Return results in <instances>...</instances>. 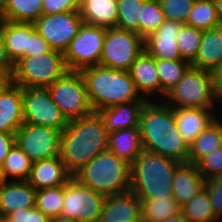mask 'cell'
<instances>
[{
  "label": "cell",
  "mask_w": 222,
  "mask_h": 222,
  "mask_svg": "<svg viewBox=\"0 0 222 222\" xmlns=\"http://www.w3.org/2000/svg\"><path fill=\"white\" fill-rule=\"evenodd\" d=\"M146 100L139 120L144 151L170 158L179 163L188 162L189 145L177 129L174 108L164 100L158 104Z\"/></svg>",
  "instance_id": "obj_1"
},
{
  "label": "cell",
  "mask_w": 222,
  "mask_h": 222,
  "mask_svg": "<svg viewBox=\"0 0 222 222\" xmlns=\"http://www.w3.org/2000/svg\"><path fill=\"white\" fill-rule=\"evenodd\" d=\"M108 148V132L98 112L68 121L60 136L59 156L73 176Z\"/></svg>",
  "instance_id": "obj_2"
},
{
  "label": "cell",
  "mask_w": 222,
  "mask_h": 222,
  "mask_svg": "<svg viewBox=\"0 0 222 222\" xmlns=\"http://www.w3.org/2000/svg\"><path fill=\"white\" fill-rule=\"evenodd\" d=\"M90 105L94 112L121 103L146 101L138 92L129 71L102 65L82 69Z\"/></svg>",
  "instance_id": "obj_3"
},
{
  "label": "cell",
  "mask_w": 222,
  "mask_h": 222,
  "mask_svg": "<svg viewBox=\"0 0 222 222\" xmlns=\"http://www.w3.org/2000/svg\"><path fill=\"white\" fill-rule=\"evenodd\" d=\"M179 162L142 151L131 164L130 190L143 199L173 198V177Z\"/></svg>",
  "instance_id": "obj_4"
},
{
  "label": "cell",
  "mask_w": 222,
  "mask_h": 222,
  "mask_svg": "<svg viewBox=\"0 0 222 222\" xmlns=\"http://www.w3.org/2000/svg\"><path fill=\"white\" fill-rule=\"evenodd\" d=\"M131 165L108 149L95 156L72 177L105 196L130 191Z\"/></svg>",
  "instance_id": "obj_5"
},
{
  "label": "cell",
  "mask_w": 222,
  "mask_h": 222,
  "mask_svg": "<svg viewBox=\"0 0 222 222\" xmlns=\"http://www.w3.org/2000/svg\"><path fill=\"white\" fill-rule=\"evenodd\" d=\"M68 71L64 53L51 50L20 58L14 63L10 81L22 88H46Z\"/></svg>",
  "instance_id": "obj_6"
},
{
  "label": "cell",
  "mask_w": 222,
  "mask_h": 222,
  "mask_svg": "<svg viewBox=\"0 0 222 222\" xmlns=\"http://www.w3.org/2000/svg\"><path fill=\"white\" fill-rule=\"evenodd\" d=\"M215 99L209 71L190 67L164 101L172 108L214 109Z\"/></svg>",
  "instance_id": "obj_7"
},
{
  "label": "cell",
  "mask_w": 222,
  "mask_h": 222,
  "mask_svg": "<svg viewBox=\"0 0 222 222\" xmlns=\"http://www.w3.org/2000/svg\"><path fill=\"white\" fill-rule=\"evenodd\" d=\"M46 88L67 121L77 120L94 112L81 72L68 71Z\"/></svg>",
  "instance_id": "obj_8"
},
{
  "label": "cell",
  "mask_w": 222,
  "mask_h": 222,
  "mask_svg": "<svg viewBox=\"0 0 222 222\" xmlns=\"http://www.w3.org/2000/svg\"><path fill=\"white\" fill-rule=\"evenodd\" d=\"M144 50V39L136 33L116 27L107 28L100 65L129 71Z\"/></svg>",
  "instance_id": "obj_9"
},
{
  "label": "cell",
  "mask_w": 222,
  "mask_h": 222,
  "mask_svg": "<svg viewBox=\"0 0 222 222\" xmlns=\"http://www.w3.org/2000/svg\"><path fill=\"white\" fill-rule=\"evenodd\" d=\"M107 28L83 23L64 53L69 71L100 65Z\"/></svg>",
  "instance_id": "obj_10"
},
{
  "label": "cell",
  "mask_w": 222,
  "mask_h": 222,
  "mask_svg": "<svg viewBox=\"0 0 222 222\" xmlns=\"http://www.w3.org/2000/svg\"><path fill=\"white\" fill-rule=\"evenodd\" d=\"M105 195L81 185L72 177L64 185L61 216L80 222H99Z\"/></svg>",
  "instance_id": "obj_11"
},
{
  "label": "cell",
  "mask_w": 222,
  "mask_h": 222,
  "mask_svg": "<svg viewBox=\"0 0 222 222\" xmlns=\"http://www.w3.org/2000/svg\"><path fill=\"white\" fill-rule=\"evenodd\" d=\"M23 121L25 124L50 127L63 131L67 119L53 103L47 88H22Z\"/></svg>",
  "instance_id": "obj_12"
},
{
  "label": "cell",
  "mask_w": 222,
  "mask_h": 222,
  "mask_svg": "<svg viewBox=\"0 0 222 222\" xmlns=\"http://www.w3.org/2000/svg\"><path fill=\"white\" fill-rule=\"evenodd\" d=\"M33 24L35 30L52 50L65 53L83 24V20L79 11H71L42 15Z\"/></svg>",
  "instance_id": "obj_13"
},
{
  "label": "cell",
  "mask_w": 222,
  "mask_h": 222,
  "mask_svg": "<svg viewBox=\"0 0 222 222\" xmlns=\"http://www.w3.org/2000/svg\"><path fill=\"white\" fill-rule=\"evenodd\" d=\"M61 131L23 124L15 133V143L32 162L59 156Z\"/></svg>",
  "instance_id": "obj_14"
},
{
  "label": "cell",
  "mask_w": 222,
  "mask_h": 222,
  "mask_svg": "<svg viewBox=\"0 0 222 222\" xmlns=\"http://www.w3.org/2000/svg\"><path fill=\"white\" fill-rule=\"evenodd\" d=\"M182 25L179 21L165 20L156 31L144 39V50L156 59H182L176 43Z\"/></svg>",
  "instance_id": "obj_15"
},
{
  "label": "cell",
  "mask_w": 222,
  "mask_h": 222,
  "mask_svg": "<svg viewBox=\"0 0 222 222\" xmlns=\"http://www.w3.org/2000/svg\"><path fill=\"white\" fill-rule=\"evenodd\" d=\"M99 222H141V201L131 190L108 195L103 201Z\"/></svg>",
  "instance_id": "obj_16"
},
{
  "label": "cell",
  "mask_w": 222,
  "mask_h": 222,
  "mask_svg": "<svg viewBox=\"0 0 222 222\" xmlns=\"http://www.w3.org/2000/svg\"><path fill=\"white\" fill-rule=\"evenodd\" d=\"M23 124L22 87L9 81L0 90V132L15 134Z\"/></svg>",
  "instance_id": "obj_17"
},
{
  "label": "cell",
  "mask_w": 222,
  "mask_h": 222,
  "mask_svg": "<svg viewBox=\"0 0 222 222\" xmlns=\"http://www.w3.org/2000/svg\"><path fill=\"white\" fill-rule=\"evenodd\" d=\"M36 190L27 180H0V218H6L19 209L34 208Z\"/></svg>",
  "instance_id": "obj_18"
},
{
  "label": "cell",
  "mask_w": 222,
  "mask_h": 222,
  "mask_svg": "<svg viewBox=\"0 0 222 222\" xmlns=\"http://www.w3.org/2000/svg\"><path fill=\"white\" fill-rule=\"evenodd\" d=\"M72 175L66 170L60 156L32 162L28 183L36 190L65 185Z\"/></svg>",
  "instance_id": "obj_19"
},
{
  "label": "cell",
  "mask_w": 222,
  "mask_h": 222,
  "mask_svg": "<svg viewBox=\"0 0 222 222\" xmlns=\"http://www.w3.org/2000/svg\"><path fill=\"white\" fill-rule=\"evenodd\" d=\"M205 187V179L192 162L179 163L173 177V198L180 207Z\"/></svg>",
  "instance_id": "obj_20"
},
{
  "label": "cell",
  "mask_w": 222,
  "mask_h": 222,
  "mask_svg": "<svg viewBox=\"0 0 222 222\" xmlns=\"http://www.w3.org/2000/svg\"><path fill=\"white\" fill-rule=\"evenodd\" d=\"M129 74L143 98L150 99L153 94H160V81L157 73L156 58L145 50L137 57L129 69Z\"/></svg>",
  "instance_id": "obj_21"
},
{
  "label": "cell",
  "mask_w": 222,
  "mask_h": 222,
  "mask_svg": "<svg viewBox=\"0 0 222 222\" xmlns=\"http://www.w3.org/2000/svg\"><path fill=\"white\" fill-rule=\"evenodd\" d=\"M217 112L214 109L174 108L177 129L183 140L190 145L198 134L214 120Z\"/></svg>",
  "instance_id": "obj_22"
},
{
  "label": "cell",
  "mask_w": 222,
  "mask_h": 222,
  "mask_svg": "<svg viewBox=\"0 0 222 222\" xmlns=\"http://www.w3.org/2000/svg\"><path fill=\"white\" fill-rule=\"evenodd\" d=\"M145 101L116 104L98 111L107 132L139 126L140 112Z\"/></svg>",
  "instance_id": "obj_23"
},
{
  "label": "cell",
  "mask_w": 222,
  "mask_h": 222,
  "mask_svg": "<svg viewBox=\"0 0 222 222\" xmlns=\"http://www.w3.org/2000/svg\"><path fill=\"white\" fill-rule=\"evenodd\" d=\"M107 149L131 165L144 150L139 126L108 133Z\"/></svg>",
  "instance_id": "obj_24"
},
{
  "label": "cell",
  "mask_w": 222,
  "mask_h": 222,
  "mask_svg": "<svg viewBox=\"0 0 222 222\" xmlns=\"http://www.w3.org/2000/svg\"><path fill=\"white\" fill-rule=\"evenodd\" d=\"M222 62V25L203 30L201 42L191 67L210 71Z\"/></svg>",
  "instance_id": "obj_25"
},
{
  "label": "cell",
  "mask_w": 222,
  "mask_h": 222,
  "mask_svg": "<svg viewBox=\"0 0 222 222\" xmlns=\"http://www.w3.org/2000/svg\"><path fill=\"white\" fill-rule=\"evenodd\" d=\"M35 31L33 23L4 22L1 37L4 41L8 56L13 63L25 57V50H28L29 37Z\"/></svg>",
  "instance_id": "obj_26"
},
{
  "label": "cell",
  "mask_w": 222,
  "mask_h": 222,
  "mask_svg": "<svg viewBox=\"0 0 222 222\" xmlns=\"http://www.w3.org/2000/svg\"><path fill=\"white\" fill-rule=\"evenodd\" d=\"M83 23L112 28L117 23V0H80Z\"/></svg>",
  "instance_id": "obj_27"
},
{
  "label": "cell",
  "mask_w": 222,
  "mask_h": 222,
  "mask_svg": "<svg viewBox=\"0 0 222 222\" xmlns=\"http://www.w3.org/2000/svg\"><path fill=\"white\" fill-rule=\"evenodd\" d=\"M214 120L189 145L188 162L196 164L202 157L222 147V117Z\"/></svg>",
  "instance_id": "obj_28"
},
{
  "label": "cell",
  "mask_w": 222,
  "mask_h": 222,
  "mask_svg": "<svg viewBox=\"0 0 222 222\" xmlns=\"http://www.w3.org/2000/svg\"><path fill=\"white\" fill-rule=\"evenodd\" d=\"M31 168L32 161L15 143L4 158L3 164L0 167V180H27L30 175ZM8 177H10V179Z\"/></svg>",
  "instance_id": "obj_29"
},
{
  "label": "cell",
  "mask_w": 222,
  "mask_h": 222,
  "mask_svg": "<svg viewBox=\"0 0 222 222\" xmlns=\"http://www.w3.org/2000/svg\"><path fill=\"white\" fill-rule=\"evenodd\" d=\"M157 73L160 81V94L164 96L183 78L191 64L183 59H156Z\"/></svg>",
  "instance_id": "obj_30"
},
{
  "label": "cell",
  "mask_w": 222,
  "mask_h": 222,
  "mask_svg": "<svg viewBox=\"0 0 222 222\" xmlns=\"http://www.w3.org/2000/svg\"><path fill=\"white\" fill-rule=\"evenodd\" d=\"M5 21L34 23L42 15V0H7Z\"/></svg>",
  "instance_id": "obj_31"
},
{
  "label": "cell",
  "mask_w": 222,
  "mask_h": 222,
  "mask_svg": "<svg viewBox=\"0 0 222 222\" xmlns=\"http://www.w3.org/2000/svg\"><path fill=\"white\" fill-rule=\"evenodd\" d=\"M181 212L174 198L143 199L141 201V222H162Z\"/></svg>",
  "instance_id": "obj_32"
},
{
  "label": "cell",
  "mask_w": 222,
  "mask_h": 222,
  "mask_svg": "<svg viewBox=\"0 0 222 222\" xmlns=\"http://www.w3.org/2000/svg\"><path fill=\"white\" fill-rule=\"evenodd\" d=\"M185 24L201 30L221 26L214 0H195Z\"/></svg>",
  "instance_id": "obj_33"
},
{
  "label": "cell",
  "mask_w": 222,
  "mask_h": 222,
  "mask_svg": "<svg viewBox=\"0 0 222 222\" xmlns=\"http://www.w3.org/2000/svg\"><path fill=\"white\" fill-rule=\"evenodd\" d=\"M181 212L188 222H216L209 194L205 188L181 207Z\"/></svg>",
  "instance_id": "obj_34"
},
{
  "label": "cell",
  "mask_w": 222,
  "mask_h": 222,
  "mask_svg": "<svg viewBox=\"0 0 222 222\" xmlns=\"http://www.w3.org/2000/svg\"><path fill=\"white\" fill-rule=\"evenodd\" d=\"M144 0H117L116 28L136 33L140 36L141 9Z\"/></svg>",
  "instance_id": "obj_35"
},
{
  "label": "cell",
  "mask_w": 222,
  "mask_h": 222,
  "mask_svg": "<svg viewBox=\"0 0 222 222\" xmlns=\"http://www.w3.org/2000/svg\"><path fill=\"white\" fill-rule=\"evenodd\" d=\"M64 201V185L36 191L35 207L52 218L61 216Z\"/></svg>",
  "instance_id": "obj_36"
},
{
  "label": "cell",
  "mask_w": 222,
  "mask_h": 222,
  "mask_svg": "<svg viewBox=\"0 0 222 222\" xmlns=\"http://www.w3.org/2000/svg\"><path fill=\"white\" fill-rule=\"evenodd\" d=\"M203 30L183 24L176 37V43L183 60L191 63L198 52Z\"/></svg>",
  "instance_id": "obj_37"
},
{
  "label": "cell",
  "mask_w": 222,
  "mask_h": 222,
  "mask_svg": "<svg viewBox=\"0 0 222 222\" xmlns=\"http://www.w3.org/2000/svg\"><path fill=\"white\" fill-rule=\"evenodd\" d=\"M140 36L145 39L156 31L165 21L159 0H148L141 9Z\"/></svg>",
  "instance_id": "obj_38"
},
{
  "label": "cell",
  "mask_w": 222,
  "mask_h": 222,
  "mask_svg": "<svg viewBox=\"0 0 222 222\" xmlns=\"http://www.w3.org/2000/svg\"><path fill=\"white\" fill-rule=\"evenodd\" d=\"M195 0H159L165 20L186 23Z\"/></svg>",
  "instance_id": "obj_39"
},
{
  "label": "cell",
  "mask_w": 222,
  "mask_h": 222,
  "mask_svg": "<svg viewBox=\"0 0 222 222\" xmlns=\"http://www.w3.org/2000/svg\"><path fill=\"white\" fill-rule=\"evenodd\" d=\"M196 167L205 180L222 176V147L202 157Z\"/></svg>",
  "instance_id": "obj_40"
},
{
  "label": "cell",
  "mask_w": 222,
  "mask_h": 222,
  "mask_svg": "<svg viewBox=\"0 0 222 222\" xmlns=\"http://www.w3.org/2000/svg\"><path fill=\"white\" fill-rule=\"evenodd\" d=\"M204 188L209 194L215 217L222 221V176L206 179Z\"/></svg>",
  "instance_id": "obj_41"
},
{
  "label": "cell",
  "mask_w": 222,
  "mask_h": 222,
  "mask_svg": "<svg viewBox=\"0 0 222 222\" xmlns=\"http://www.w3.org/2000/svg\"><path fill=\"white\" fill-rule=\"evenodd\" d=\"M80 0H42L43 15L79 11Z\"/></svg>",
  "instance_id": "obj_42"
},
{
  "label": "cell",
  "mask_w": 222,
  "mask_h": 222,
  "mask_svg": "<svg viewBox=\"0 0 222 222\" xmlns=\"http://www.w3.org/2000/svg\"><path fill=\"white\" fill-rule=\"evenodd\" d=\"M6 219L9 222H51L52 220L36 207L19 209L10 213Z\"/></svg>",
  "instance_id": "obj_43"
},
{
  "label": "cell",
  "mask_w": 222,
  "mask_h": 222,
  "mask_svg": "<svg viewBox=\"0 0 222 222\" xmlns=\"http://www.w3.org/2000/svg\"><path fill=\"white\" fill-rule=\"evenodd\" d=\"M49 44L35 31L29 37L28 50H25V57L34 56L51 51Z\"/></svg>",
  "instance_id": "obj_44"
},
{
  "label": "cell",
  "mask_w": 222,
  "mask_h": 222,
  "mask_svg": "<svg viewBox=\"0 0 222 222\" xmlns=\"http://www.w3.org/2000/svg\"><path fill=\"white\" fill-rule=\"evenodd\" d=\"M14 70V63L8 56L4 41L0 36V73L5 74L9 79Z\"/></svg>",
  "instance_id": "obj_45"
},
{
  "label": "cell",
  "mask_w": 222,
  "mask_h": 222,
  "mask_svg": "<svg viewBox=\"0 0 222 222\" xmlns=\"http://www.w3.org/2000/svg\"><path fill=\"white\" fill-rule=\"evenodd\" d=\"M15 144V134H6L0 132V167L3 164L4 158Z\"/></svg>",
  "instance_id": "obj_46"
},
{
  "label": "cell",
  "mask_w": 222,
  "mask_h": 222,
  "mask_svg": "<svg viewBox=\"0 0 222 222\" xmlns=\"http://www.w3.org/2000/svg\"><path fill=\"white\" fill-rule=\"evenodd\" d=\"M209 73L215 95L222 94V62L214 66Z\"/></svg>",
  "instance_id": "obj_47"
},
{
  "label": "cell",
  "mask_w": 222,
  "mask_h": 222,
  "mask_svg": "<svg viewBox=\"0 0 222 222\" xmlns=\"http://www.w3.org/2000/svg\"><path fill=\"white\" fill-rule=\"evenodd\" d=\"M162 222H188V221L185 219L182 212H180L174 216H170V217L166 218Z\"/></svg>",
  "instance_id": "obj_48"
},
{
  "label": "cell",
  "mask_w": 222,
  "mask_h": 222,
  "mask_svg": "<svg viewBox=\"0 0 222 222\" xmlns=\"http://www.w3.org/2000/svg\"><path fill=\"white\" fill-rule=\"evenodd\" d=\"M214 2L217 10L218 19L222 25V0H214Z\"/></svg>",
  "instance_id": "obj_49"
},
{
  "label": "cell",
  "mask_w": 222,
  "mask_h": 222,
  "mask_svg": "<svg viewBox=\"0 0 222 222\" xmlns=\"http://www.w3.org/2000/svg\"><path fill=\"white\" fill-rule=\"evenodd\" d=\"M51 222H80V221H77L72 218H66V217L59 216V217L52 218Z\"/></svg>",
  "instance_id": "obj_50"
},
{
  "label": "cell",
  "mask_w": 222,
  "mask_h": 222,
  "mask_svg": "<svg viewBox=\"0 0 222 222\" xmlns=\"http://www.w3.org/2000/svg\"><path fill=\"white\" fill-rule=\"evenodd\" d=\"M10 81V79L3 73H0V90Z\"/></svg>",
  "instance_id": "obj_51"
},
{
  "label": "cell",
  "mask_w": 222,
  "mask_h": 222,
  "mask_svg": "<svg viewBox=\"0 0 222 222\" xmlns=\"http://www.w3.org/2000/svg\"><path fill=\"white\" fill-rule=\"evenodd\" d=\"M4 22H5L4 13L0 12V36H1L2 27L4 25Z\"/></svg>",
  "instance_id": "obj_52"
},
{
  "label": "cell",
  "mask_w": 222,
  "mask_h": 222,
  "mask_svg": "<svg viewBox=\"0 0 222 222\" xmlns=\"http://www.w3.org/2000/svg\"><path fill=\"white\" fill-rule=\"evenodd\" d=\"M7 0H0V12H4Z\"/></svg>",
  "instance_id": "obj_53"
},
{
  "label": "cell",
  "mask_w": 222,
  "mask_h": 222,
  "mask_svg": "<svg viewBox=\"0 0 222 222\" xmlns=\"http://www.w3.org/2000/svg\"><path fill=\"white\" fill-rule=\"evenodd\" d=\"M215 102L216 104L219 103V105L221 104L222 105V94H216V99H215Z\"/></svg>",
  "instance_id": "obj_54"
},
{
  "label": "cell",
  "mask_w": 222,
  "mask_h": 222,
  "mask_svg": "<svg viewBox=\"0 0 222 222\" xmlns=\"http://www.w3.org/2000/svg\"><path fill=\"white\" fill-rule=\"evenodd\" d=\"M0 222H9L6 218H0Z\"/></svg>",
  "instance_id": "obj_55"
}]
</instances>
